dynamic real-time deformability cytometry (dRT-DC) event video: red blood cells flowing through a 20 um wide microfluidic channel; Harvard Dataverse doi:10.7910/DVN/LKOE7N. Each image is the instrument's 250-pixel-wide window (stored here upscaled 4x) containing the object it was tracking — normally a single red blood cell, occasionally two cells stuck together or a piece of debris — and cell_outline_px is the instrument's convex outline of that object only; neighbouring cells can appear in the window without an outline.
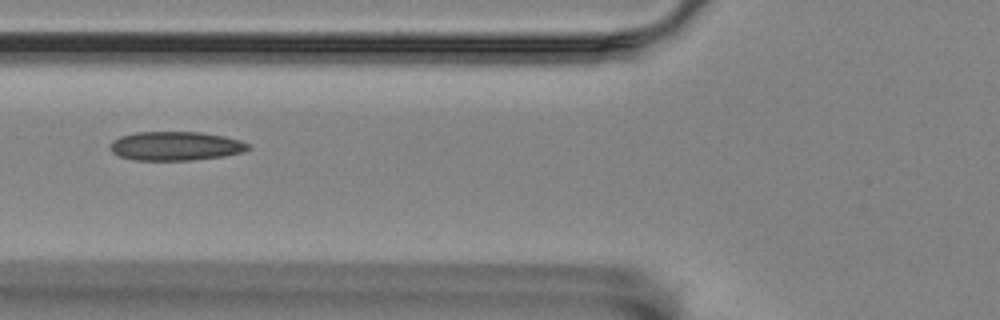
{"species": "Egyptian fruit bat (a non-hibernating species)", "species_latin": "Rousettus aegyptiacus", "temperature_condition": "room temperature", "stored_images_in_passage": 4, "camera_frame_rate_fps": 3000, "um_per_image_px": 0.085, "animal": {"sex": "female"}, "frame": {"image": 1, "passage_image": 3, "time_ms": 0.667, "image_size_px": [1000, 320], "cell_outline_px": [[252, 148], [244, 152], [224, 156], [188, 160], [132, 160], [116, 156], [112, 152], [112, 140], [120, 136], [136, 132], [200, 132], [224, 136], [240, 140], [248, 144]], "centroid_in_image_um": [14.93, 12.41], "position_along_channel_um": 110.9, "area_um2": 23.35}}
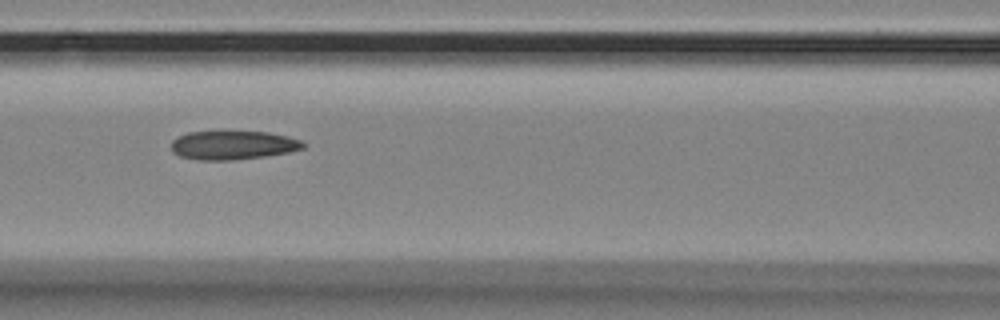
{"frame": {"image": 2, "passage_image": 4, "time_ms": 1.0, "image_size_px": [1000, 320], "cell_outline_px": [[308, 144], [304, 148], [288, 152], [264, 156], [232, 160], [196, 160], [180, 156], [172, 152], [172, 140], [188, 132], [268, 132], [288, 136], [300, 140]], "centroid_in_image_um": [19.82, 12.34], "position_along_channel_um": 146.8, "area_um2": 22.02}}